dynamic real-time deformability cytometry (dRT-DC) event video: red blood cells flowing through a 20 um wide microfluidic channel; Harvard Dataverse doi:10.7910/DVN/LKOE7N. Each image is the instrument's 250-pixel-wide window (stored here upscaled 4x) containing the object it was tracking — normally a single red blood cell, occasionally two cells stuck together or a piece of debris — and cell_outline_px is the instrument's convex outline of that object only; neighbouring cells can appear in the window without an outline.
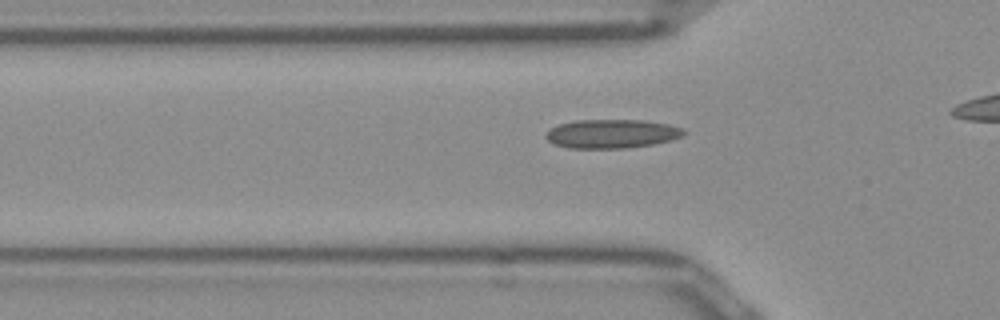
{"species": "Egyptian fruit bat (a non-hibernating species)", "species_latin": "Rousettus aegyptiacus", "temperature_condition": "room temperature", "stored_images_in_passage": 32, "camera_frame_rate_fps": 3000, "um_per_image_px": 0.085, "frame": {"image": 1, "passage_image": 7, "time_ms": 2.0, "image_size_px": [1000, 320], "cell_outline_px": [[688, 132], [684, 136], [672, 140], [652, 144], [628, 148], [568, 148], [556, 144], [548, 140], [544, 136], [544, 132], [548, 128], [560, 124], [576, 120], [644, 120], [668, 124], [684, 128]], "centroid_in_image_um": [52.02, 11.36], "position_along_channel_um": 73.8, "area_um2": 23.47}}
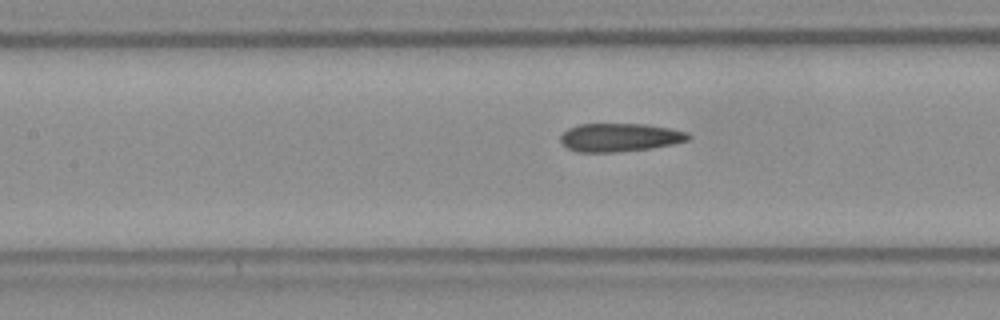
{"frame": {"image": 2, "passage_image": 13, "time_ms": 4.0, "image_size_px": [1000, 320], "cell_outline_px": [[692, 136], [688, 140], [672, 144], [652, 148], [616, 152], [576, 152], [568, 148], [560, 140], [560, 136], [568, 128], [580, 124], [648, 124], [672, 128], [688, 132]], "centroid_in_image_um": [52.71, 11.67], "position_along_channel_um": 154.7, "area_um2": 21.21}}
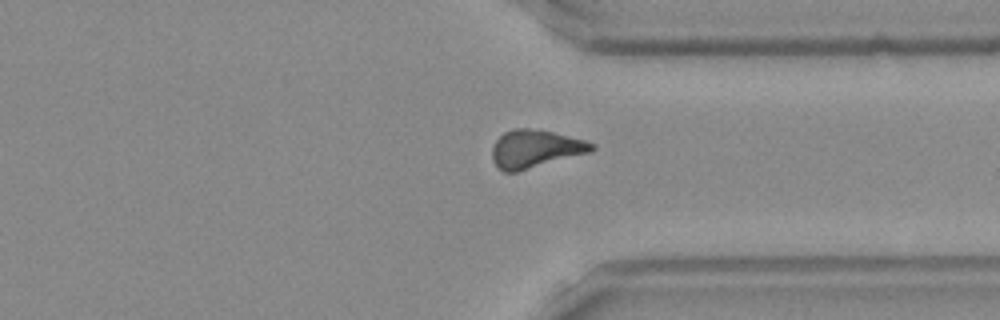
{"frame": {"image": 3, "passage_image": 29, "time_ms": 9.333, "image_size_px": [1000, 320], "cell_outline_px": [[596, 148], [592, 152], [516, 172], [504, 172], [492, 160], [492, 148], [496, 140], [504, 132], [516, 128], [528, 128], [552, 132], [584, 140], [596, 144]], "centroid_in_image_um": [45.52, 12.66], "position_along_channel_um": 365.9, "area_um2": 21.91}}